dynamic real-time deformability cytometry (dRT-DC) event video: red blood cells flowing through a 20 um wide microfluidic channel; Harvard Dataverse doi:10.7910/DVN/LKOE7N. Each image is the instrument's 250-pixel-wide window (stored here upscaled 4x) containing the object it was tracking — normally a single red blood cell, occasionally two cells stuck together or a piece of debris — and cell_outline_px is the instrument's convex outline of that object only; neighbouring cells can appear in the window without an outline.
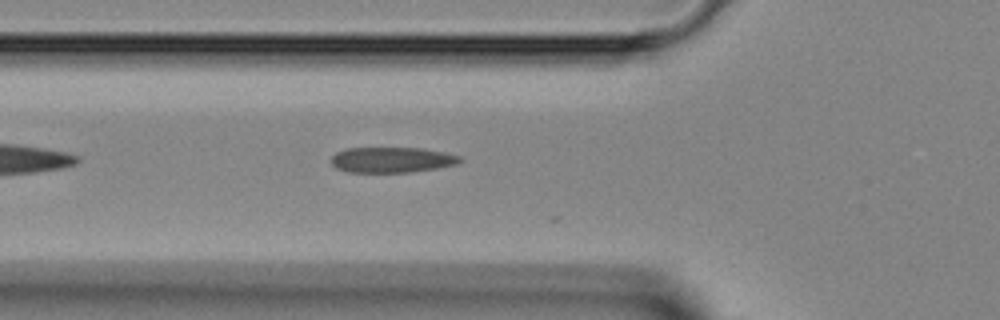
{"species": "Egyptian fruit bat (a non-hibernating species)", "species_latin": "Rousettus aegyptiacus", "temperature_condition": "room temperature", "stored_images_in_passage": 12, "camera_frame_rate_fps": 3000, "um_per_image_px": 0.085, "animal": {"sex": "female"}, "frame": {"image": 1, "passage_image": 5, "time_ms": 1.333, "image_size_px": [1000, 320], "cell_outline_px": [[464, 160], [456, 164], [436, 168], [412, 172], [348, 172], [336, 168], [332, 164], [332, 156], [336, 152], [348, 148], [420, 148], [444, 152], [460, 156]], "centroid_in_image_um": [33.31, 13.58], "position_along_channel_um": 92.5, "area_um2": 19.07}}
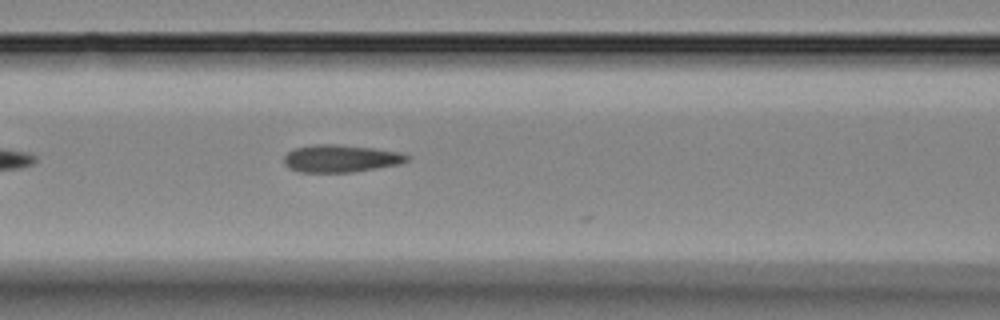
{"frame": {"image": 2, "passage_image": 8, "time_ms": 2.333, "image_size_px": [1000, 320], "cell_outline_px": [[412, 156], [408, 160], [400, 164], [352, 172], [300, 172], [284, 164], [284, 156], [288, 152], [296, 148], [312, 144], [336, 144], [372, 148], [400, 152]], "centroid_in_image_um": [28.99, 13.46], "position_along_channel_um": 137.6, "area_um2": 19.59}}
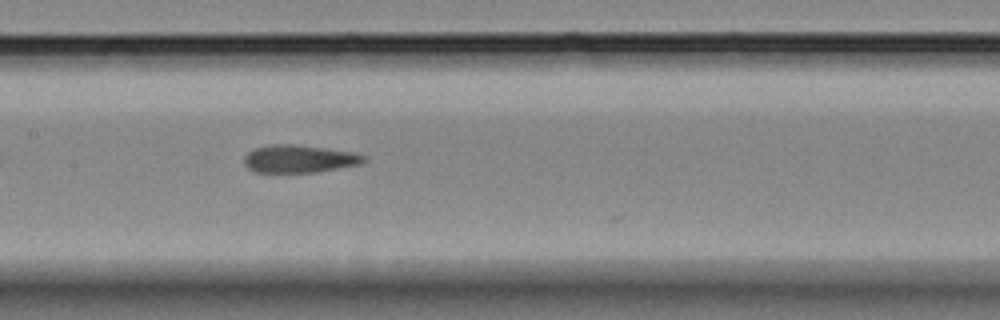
{"frame": {"image": 3, "passage_image": 11, "time_ms": 3.333, "image_size_px": [1000, 320], "cell_outline_px": [[368, 160], [360, 164], [316, 172], [256, 172], [248, 168], [244, 164], [244, 156], [248, 152], [256, 148], [272, 144], [292, 144], [356, 152], [368, 156]], "centroid_in_image_um": [25.47, 13.5], "position_along_channel_um": 181.9, "area_um2": 19.36}}